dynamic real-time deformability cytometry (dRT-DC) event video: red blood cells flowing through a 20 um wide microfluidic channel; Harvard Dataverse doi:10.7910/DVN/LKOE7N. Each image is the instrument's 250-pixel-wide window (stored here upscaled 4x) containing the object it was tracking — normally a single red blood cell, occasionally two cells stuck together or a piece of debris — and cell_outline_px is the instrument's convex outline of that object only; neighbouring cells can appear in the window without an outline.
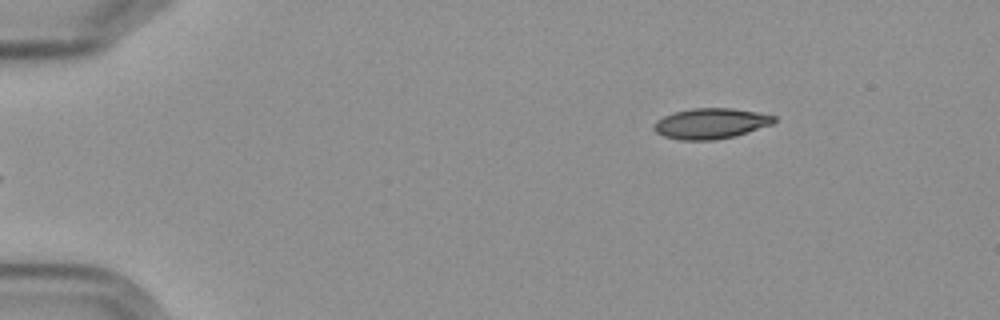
{"species": "Egyptian fruit bat (a non-hibernating species)", "species_latin": "Rousettus aegyptiacus", "temperature_condition": "cold", "stored_images_in_passage": 5, "camera_frame_rate_fps": 3000, "um_per_image_px": 0.085, "frame": {"image": 1, "passage_image": 5, "time_ms": 5.333, "image_size_px": [1000, 320], "cell_outline_px": [[776, 120], [772, 124], [736, 136], [716, 140], [680, 140], [664, 136], [656, 132], [652, 128], [652, 124], [656, 120], [672, 112], [692, 108], [732, 108], [756, 112], [776, 116]], "centroid_in_image_um": [60.38, 10.5], "position_along_channel_um": 24.6, "area_um2": 21.56}}